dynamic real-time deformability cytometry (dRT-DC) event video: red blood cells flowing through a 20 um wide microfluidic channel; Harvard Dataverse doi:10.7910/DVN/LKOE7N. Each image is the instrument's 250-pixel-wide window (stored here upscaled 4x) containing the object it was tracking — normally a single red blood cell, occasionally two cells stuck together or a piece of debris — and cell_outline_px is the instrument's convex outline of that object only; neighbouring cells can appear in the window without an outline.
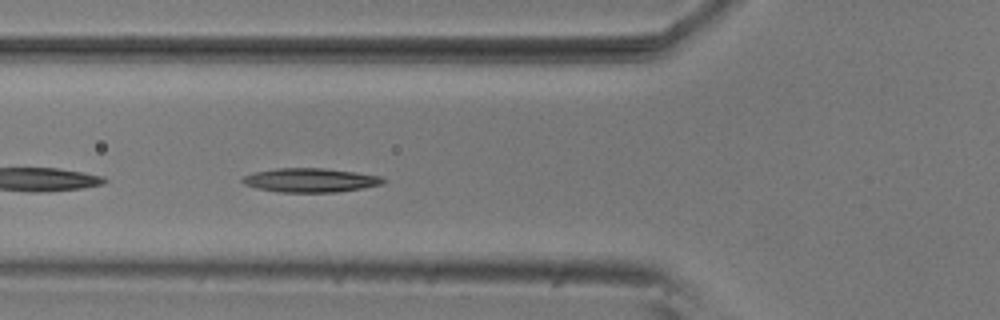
{"species": "common noctule bat (a hibernating species)", "species_latin": "Nyctalus noctula", "temperature_condition": "room temperature", "stored_images_in_passage": 31, "camera_frame_rate_fps": 3000, "um_per_image_px": 0.085, "animal": {"sex": "male", "body_mass_g": 20.5, "forearm_length_mm": 52.5}, "frame": {"image": 1, "passage_image": 5, "time_ms": 1.333, "image_size_px": [1000, 320], "cell_outline_px": [[388, 180], [384, 184], [364, 188], [336, 192], [280, 192], [256, 188], [244, 184], [240, 180], [244, 176], [252, 172], [276, 168], [324, 168], [356, 172], [380, 176]], "centroid_in_image_um": [26.4, 15.31], "position_along_channel_um": 99.4, "area_um2": 19.88}}
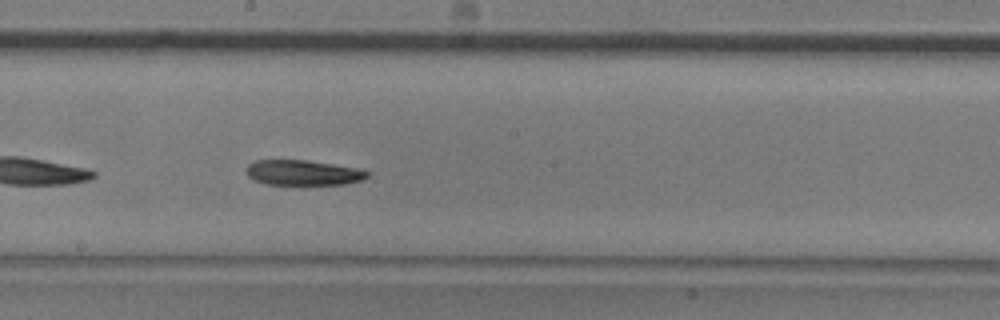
{"frame": {"image": 2, "passage_image": 15, "time_ms": 4.667, "image_size_px": [1000, 320], "cell_outline_px": [[368, 176], [364, 180], [344, 184], [264, 184], [248, 176], [244, 168], [248, 164], [256, 160], [308, 160], [356, 168], [368, 172]], "centroid_in_image_um": [25.73, 14.67], "position_along_channel_um": 222.5, "area_um2": 17.69}}
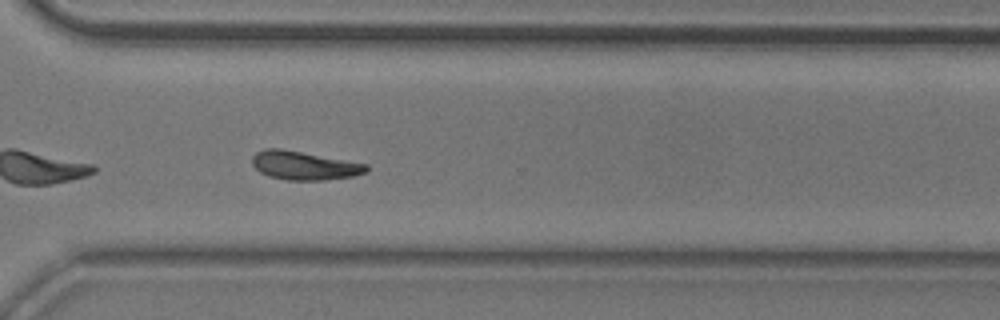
{"frame": {"image": 3, "passage_image": 25, "time_ms": 8.0, "image_size_px": [1000, 320], "cell_outline_px": [[368, 172], [352, 176], [324, 180], [288, 180], [268, 176], [260, 172], [252, 164], [252, 156], [256, 152], [264, 148], [280, 148], [368, 164]], "centroid_in_image_um": [25.84, 14.06], "position_along_channel_um": 344.8, "area_um2": 19.02}, "authors_computed_cell_mechanics": {"area_um2": 18.785, "velocity_mm_per_s": 3.6763, "shape_relaxation_time_tau1_ms": 4.0725, "shape_relaxation_time_tau2_ms": null, "deformation_change_tau1": 0.1686, "deformation_change_tau2": null}}